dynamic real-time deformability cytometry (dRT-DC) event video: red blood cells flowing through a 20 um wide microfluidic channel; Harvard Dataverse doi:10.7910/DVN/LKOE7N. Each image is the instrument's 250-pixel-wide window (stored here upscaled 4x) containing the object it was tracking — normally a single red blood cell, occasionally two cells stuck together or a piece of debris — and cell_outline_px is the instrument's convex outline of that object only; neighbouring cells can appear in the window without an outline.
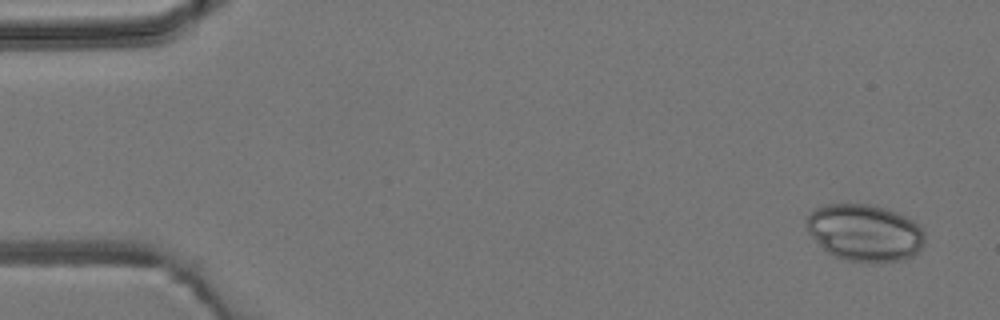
{"species": "common noctule bat (a hibernating species)", "species_latin": "Nyctalus noctula", "temperature_condition": "room temperature", "stored_images_in_passage": 5, "camera_frame_rate_fps": 3000, "um_per_image_px": 0.085, "animal": {"sex": "male", "body_mass_g": 19.2, "forearm_length_mm": 51.8}, "frame": {"image": 1, "passage_image": 1, "time_ms": 0.0, "image_size_px": [1000, 320], "cell_outline_px": [[924, 244], [912, 256], [900, 260], [872, 264], [848, 260], [836, 256], [828, 252], [808, 232], [808, 216], [816, 208], [824, 204], [876, 204], [896, 212], [912, 220], [924, 232]], "centroid_in_image_um": [73.53, 19.78], "position_along_channel_um": 11.5, "area_um2": 39.07}}